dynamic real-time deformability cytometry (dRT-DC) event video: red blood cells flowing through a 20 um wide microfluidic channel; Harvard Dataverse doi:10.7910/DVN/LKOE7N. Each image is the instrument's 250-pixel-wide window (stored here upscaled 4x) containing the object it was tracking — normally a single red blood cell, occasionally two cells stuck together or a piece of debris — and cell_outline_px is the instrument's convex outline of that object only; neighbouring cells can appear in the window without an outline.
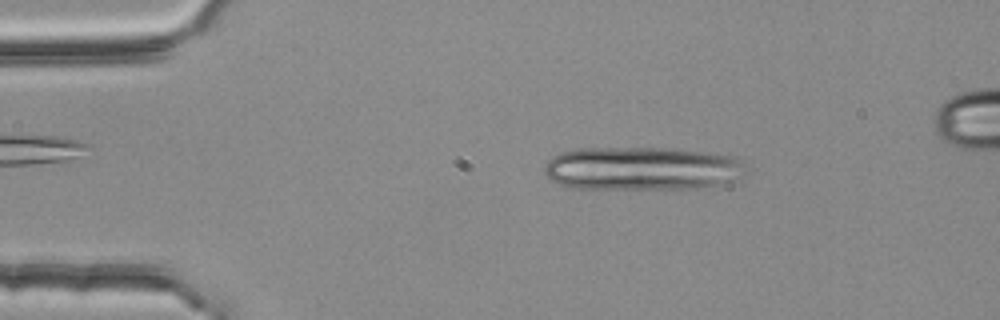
{"species": "common noctule bat (a hibernating species)", "species_latin": "Nyctalus noctula", "temperature_condition": "room temperature", "stored_images_in_passage": 3, "camera_frame_rate_fps": 3000, "um_per_image_px": 0.085, "animal": {"sex": "female", "body_mass_g": 25.1}, "frame": {"image": 1, "passage_image": 1, "time_ms": 0.0, "image_size_px": [1000, 320], "cell_outline_px": [[748, 172], [740, 176], [720, 184], [696, 188], [572, 188], [560, 184], [544, 176], [544, 168], [548, 160], [560, 152], [580, 148], [676, 148], [708, 152], [732, 156], [748, 164]], "centroid_in_image_um": [54.58, 14.3], "position_along_channel_um": 30.4, "area_um2": 51.21}}